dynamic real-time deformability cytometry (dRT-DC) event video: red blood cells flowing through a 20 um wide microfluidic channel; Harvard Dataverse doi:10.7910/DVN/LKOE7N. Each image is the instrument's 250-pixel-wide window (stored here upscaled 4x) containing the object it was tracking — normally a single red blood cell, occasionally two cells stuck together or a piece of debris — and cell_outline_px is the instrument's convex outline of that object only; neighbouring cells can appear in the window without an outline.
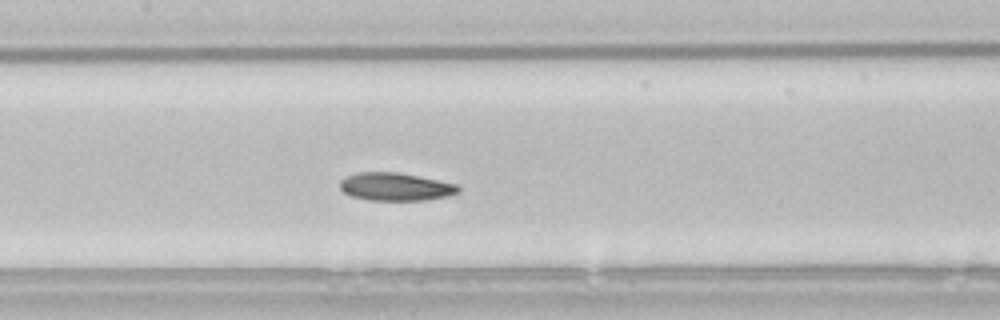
{"species": "common noctule bat (a hibernating species)", "species_latin": "Nyctalus noctula", "temperature_condition": "room temperature", "stored_images_in_passage": 40, "camera_frame_rate_fps": 3000, "um_per_image_px": 0.085, "animal": {"sex": "male", "body_mass_g": 21.5, "forearm_length_mm": 52.0}, "frame": {"image": 1, "passage_image": 18, "time_ms": 5.667, "image_size_px": [1000, 320], "cell_outline_px": [[460, 192], [448, 196], [428, 200], [368, 200], [352, 196], [344, 192], [340, 188], [340, 180], [344, 176], [356, 172], [400, 172], [456, 184], [460, 188]], "centroid_in_image_um": [33.6, 15.86], "position_along_channel_um": 173.8, "area_um2": 19.42}, "authors_computed_cell_mechanics": {"area_um2": 19.8254, "velocity_mm_per_s": 3.7906, "shape_relaxation_time_tau1_ms": 6.2715, "shape_relaxation_time_tau2_ms": 2.2934, "deformation_change_tau1": 0.1378, "deformation_change_tau2": 0.0771}}